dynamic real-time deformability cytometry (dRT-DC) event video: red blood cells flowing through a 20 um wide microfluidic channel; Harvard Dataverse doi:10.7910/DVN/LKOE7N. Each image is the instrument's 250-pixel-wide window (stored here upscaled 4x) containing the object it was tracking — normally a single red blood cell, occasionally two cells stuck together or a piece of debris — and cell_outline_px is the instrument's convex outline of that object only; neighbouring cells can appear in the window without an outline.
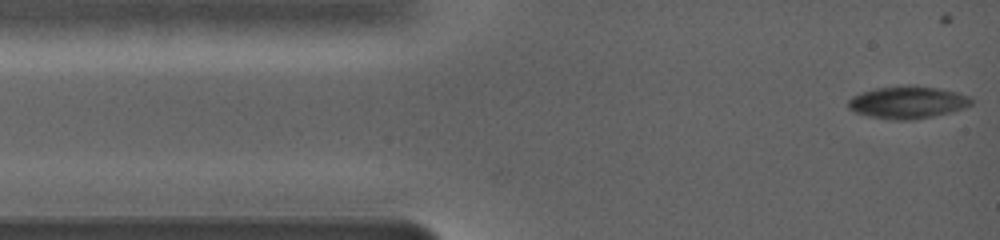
{"species": "common noctule bat (a hibernating species)", "species_latin": "Nyctalus noctula", "temperature_condition": "warm", "stored_images_in_passage": 64, "camera_frame_rate_fps": 5000, "um_per_image_px": 0.085, "animal": {"sex": "female", "body_mass_g": 19.0, "forearm_length_mm": 56.7}, "frame": {"image": 1, "passage_image": 1, "time_ms": 0.0, "image_size_px": [1000, 240], "cell_outline_px": [[972, 104], [964, 108], [932, 116], [912, 120], [896, 120], [868, 116], [856, 112], [848, 108], [848, 100], [852, 96], [860, 92], [876, 88], [940, 88], [960, 92], [968, 96], [972, 100]], "centroid_in_image_um": [77.14, 8.73], "position_along_channel_um": 7.9, "area_um2": 22.43}}
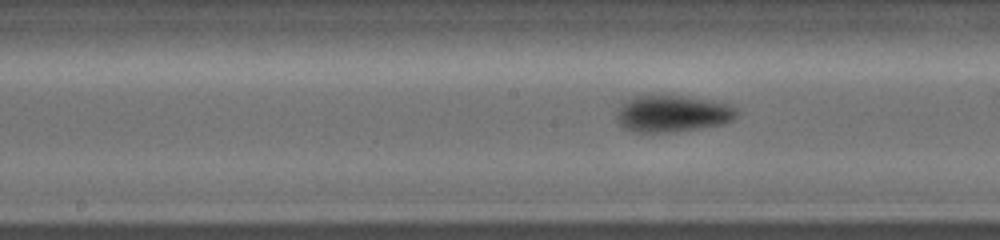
{"frame": {"image": 2, "passage_image": 26, "time_ms": 6.8, "image_size_px": [1000, 240], "cell_outline_px": [[732, 116], [728, 120], [720, 124], [700, 128], [672, 132], [632, 132], [624, 128], [620, 124], [620, 108], [628, 100], [636, 96], [680, 96], [720, 104], [732, 108]], "centroid_in_image_um": [57.03, 9.69], "position_along_channel_um": 191.2, "area_um2": 23.99}}
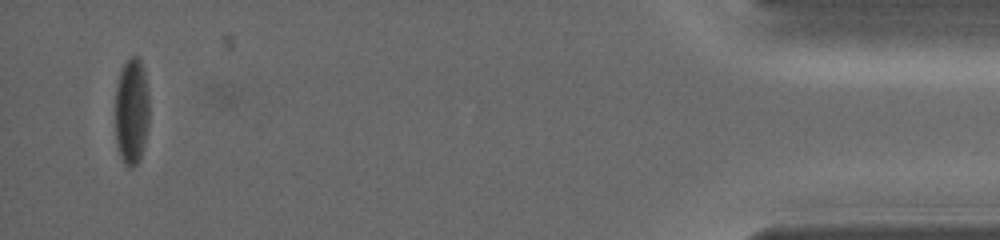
{"frame": {"image": 3, "passage_image": 64, "time_ms": 16.2, "image_size_px": [1000, 240], "cell_outline_px": [[148, 124], [140, 160], [132, 168], [124, 164], [120, 156], [116, 144], [116, 88], [120, 72], [124, 64], [132, 56], [136, 56], [140, 60], [144, 72], [148, 92]], "centroid_in_image_um": [11.18, 9.49], "position_along_channel_um": 424.0, "area_um2": 20.92}, "authors_computed_cell_mechanics": {"area_um2": 22.0796, "velocity_mm_per_s": 3.6695, "shape_relaxation_time_tau1_ms": 1.551, "shape_relaxation_time_tau2_ms": 2.5088, "deformation_change_tau1": 0.1265, "deformation_change_tau2": 0.0663}}